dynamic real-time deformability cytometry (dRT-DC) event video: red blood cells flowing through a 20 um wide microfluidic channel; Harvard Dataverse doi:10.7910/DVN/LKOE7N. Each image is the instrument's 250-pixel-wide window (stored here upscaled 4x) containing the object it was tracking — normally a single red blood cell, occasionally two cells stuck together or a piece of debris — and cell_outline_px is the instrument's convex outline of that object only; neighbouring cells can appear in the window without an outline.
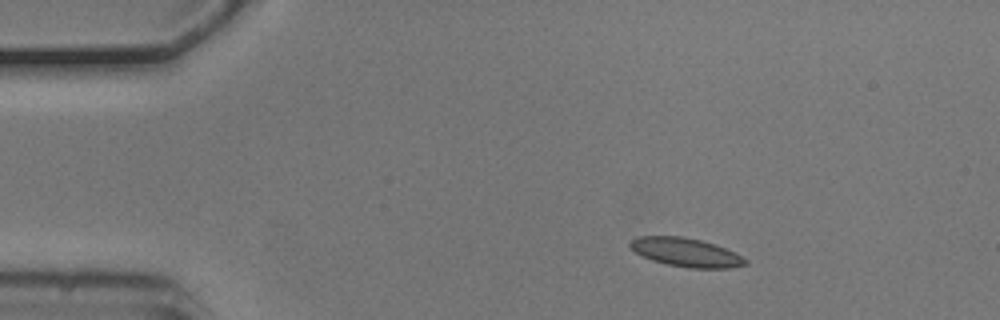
{"species": "common noctule bat (a hibernating species)", "species_latin": "Nyctalus noctula", "temperature_condition": "cold", "stored_images_in_passage": 3, "camera_frame_rate_fps": 3000, "um_per_image_px": 0.085, "animal": {"sex": "male", "body_mass_g": 20.5, "forearm_length_mm": 52.5}, "frame": {"image": 1, "passage_image": 1, "time_ms": 0.0, "image_size_px": [1000, 320], "cell_outline_px": [[748, 264], [732, 268], [688, 268], [668, 264], [652, 260], [636, 252], [628, 244], [632, 240], [640, 236], [680, 236], [700, 240], [724, 248], [748, 260]], "centroid_in_image_um": [58.31, 21.46], "position_along_channel_um": 26.7, "area_um2": 18.9}}